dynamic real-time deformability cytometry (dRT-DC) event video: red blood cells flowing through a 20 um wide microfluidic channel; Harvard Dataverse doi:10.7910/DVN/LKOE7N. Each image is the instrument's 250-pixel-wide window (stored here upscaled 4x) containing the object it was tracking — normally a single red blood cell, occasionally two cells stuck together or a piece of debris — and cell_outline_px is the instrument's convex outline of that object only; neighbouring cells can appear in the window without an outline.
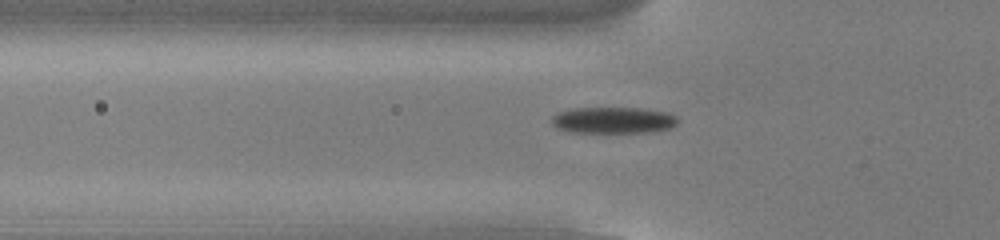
{"species": "common noctule bat (a hibernating species)", "species_latin": "Nyctalus noctula", "temperature_condition": "cold", "stored_images_in_passage": 55, "camera_frame_rate_fps": 3000, "um_per_image_px": 0.085, "animal": {"sex": "male", "body_mass_g": 13.0, "forearm_length_mm": 53.1}, "frame": {"image": 1, "passage_image": 19, "time_ms": 6.0, "image_size_px": [1000, 240], "cell_outline_px": [[680, 120], [672, 128], [652, 132], [568, 132], [556, 128], [552, 124], [552, 116], [560, 112], [576, 108], [640, 108], [668, 112], [676, 116]], "centroid_in_image_um": [52.17, 10.22], "position_along_channel_um": 73.6, "area_um2": 19.48}}
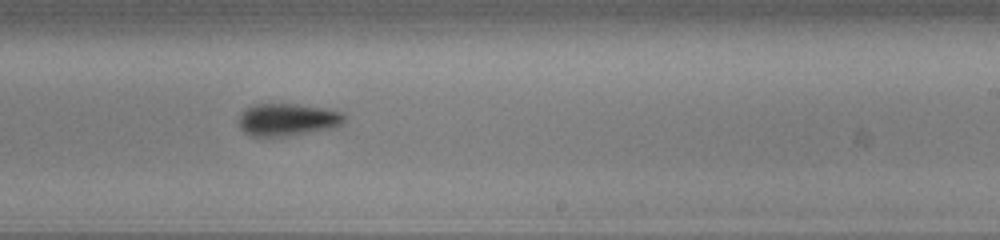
{"frame": {"image": 2, "passage_image": 34, "time_ms": 11.0, "image_size_px": [1000, 240], "cell_outline_px": [[344, 120], [340, 128], [288, 136], [252, 136], [244, 132], [240, 128], [240, 112], [244, 108], [252, 104], [296, 104], [324, 108], [340, 112], [344, 116]], "centroid_in_image_um": [24.45, 10.18], "position_along_channel_um": 264.5, "area_um2": 20.23}}
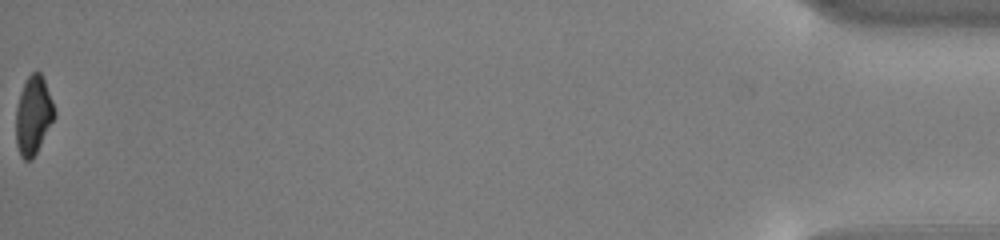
{"frame": {"image": 3, "passage_image": 55, "time_ms": 18.0, "image_size_px": [1000, 240], "cell_outline_px": [[56, 116], [32, 160], [24, 160], [20, 156], [16, 144], [16, 108], [20, 92], [28, 76], [32, 72], [40, 72], [44, 80], [52, 100], [56, 112]], "centroid_in_image_um": [2.83, 9.83], "position_along_channel_um": 432.4, "area_um2": 17.57}, "authors_computed_cell_mechanics": {"area_um2": 19.1318, "velocity_mm_per_s": 3.8184, "shape_relaxation_time_tau1_ms": 2.0243, "shape_relaxation_time_tau2_ms": null, "deformation_change_tau1": 0.0985, "deformation_change_tau2": null}}